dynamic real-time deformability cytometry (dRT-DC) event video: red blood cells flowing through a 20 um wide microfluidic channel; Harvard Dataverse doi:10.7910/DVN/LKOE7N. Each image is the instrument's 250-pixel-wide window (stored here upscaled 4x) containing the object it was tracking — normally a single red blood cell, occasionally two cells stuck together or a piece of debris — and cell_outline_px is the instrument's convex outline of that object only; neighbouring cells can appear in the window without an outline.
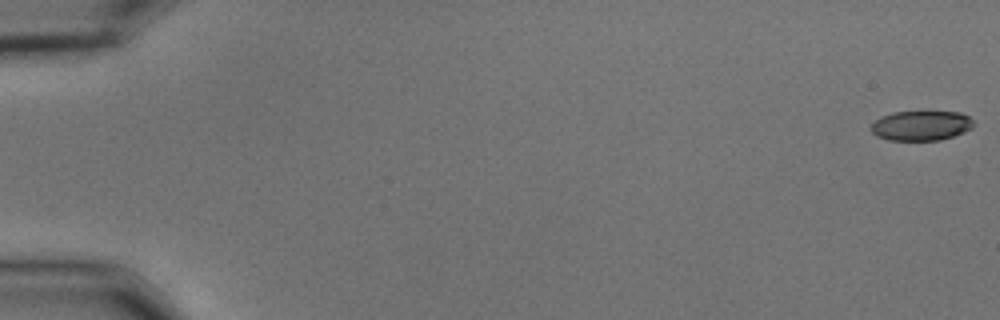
{"species": "common noctule bat (a hibernating species)", "species_latin": "Nyctalus noctula", "temperature_condition": "cold", "stored_images_in_passage": 53, "camera_frame_rate_fps": 3000, "um_per_image_px": 0.085, "animal": {"sex": "male", "body_mass_g": 15.6}, "frame": {"image": 1, "passage_image": 1, "time_ms": 0.0, "image_size_px": [1000, 320], "cell_outline_px": [[976, 124], [972, 128], [964, 132], [940, 140], [888, 140], [876, 136], [872, 132], [872, 124], [876, 120], [892, 112], [928, 108], [960, 112], [968, 116]], "centroid_in_image_um": [78.35, 10.61], "position_along_channel_um": 6.7, "area_um2": 18.67}}
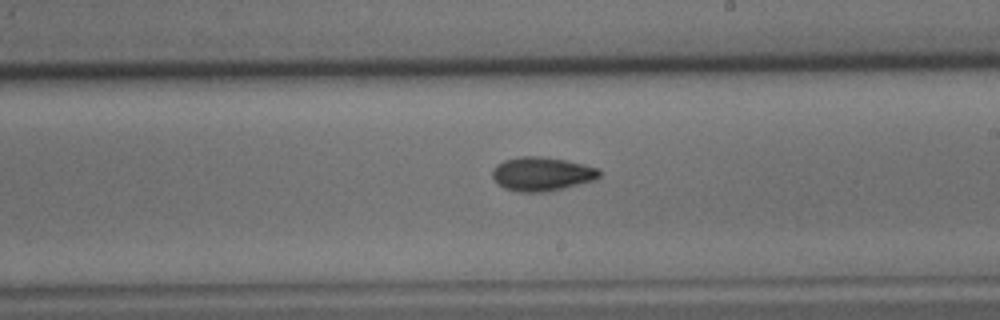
{"frame": {"image": 2, "passage_image": 34, "time_ms": 11.0, "image_size_px": [1000, 320], "cell_outline_px": [[600, 176], [596, 180], [564, 188], [544, 192], [516, 192], [504, 188], [496, 184], [492, 176], [492, 168], [496, 164], [504, 160], [520, 156], [540, 156], [564, 160], [584, 164], [600, 168]], "centroid_in_image_um": [46.04, 14.79], "position_along_channel_um": 243.0, "area_um2": 21.44}}
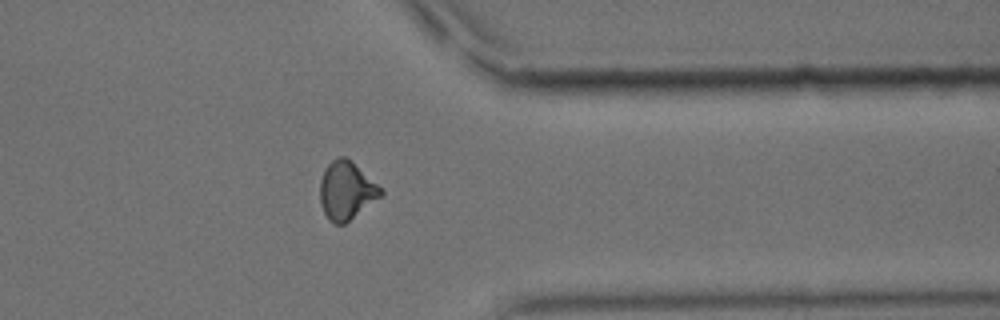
{"frame": {"image": 3, "passage_image": 46, "time_ms": 15.0, "image_size_px": [1000, 320], "cell_outline_px": [[384, 192], [380, 196], [344, 224], [336, 224], [328, 220], [320, 204], [320, 180], [324, 168], [332, 160], [340, 156], [344, 156], [384, 188]], "centroid_in_image_um": [29.42, 16.19], "position_along_channel_um": 382.0, "area_um2": 20.4}, "authors_computed_cell_mechanics": {"area_um2": 20.1144, "velocity_mm_per_s": 3.6201, "shape_relaxation_time_tau1_ms": 6.4098, "shape_relaxation_time_tau2_ms": 3.348, "deformation_change_tau1": 0.1524, "deformation_change_tau2": 0.0867}}